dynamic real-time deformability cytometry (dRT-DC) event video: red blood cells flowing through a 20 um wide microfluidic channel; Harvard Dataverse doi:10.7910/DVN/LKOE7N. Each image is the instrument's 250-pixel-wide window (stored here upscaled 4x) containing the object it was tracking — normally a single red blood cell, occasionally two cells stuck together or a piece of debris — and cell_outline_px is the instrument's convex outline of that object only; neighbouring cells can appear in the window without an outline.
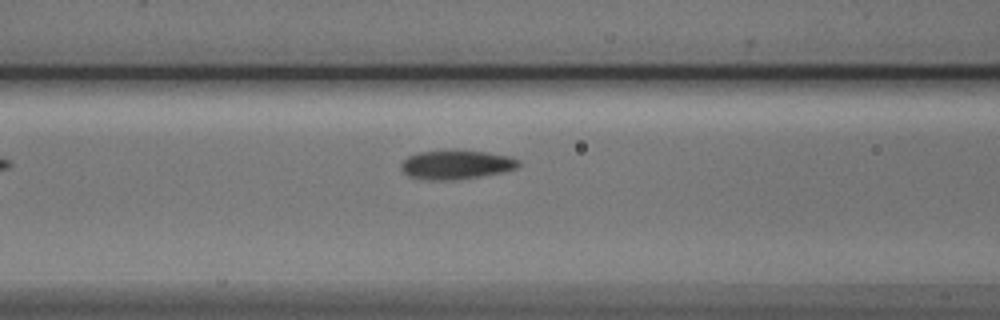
{"species": "Egyptian fruit bat (a non-hibernating species)", "species_latin": "Rousettus aegyptiacus", "temperature_condition": "cold", "stored_images_in_passage": 7, "camera_frame_rate_fps": 3000, "um_per_image_px": 0.085, "animal": {"sex": "male"}, "frame": {"image": 1, "passage_image": 5, "time_ms": 1.333, "image_size_px": [1000, 320], "cell_outline_px": [[520, 164], [516, 168], [500, 172], [480, 176], [452, 180], [428, 180], [408, 176], [400, 168], [400, 164], [408, 156], [416, 152], [452, 148], [488, 152], [508, 156], [520, 160]], "centroid_in_image_um": [38.73, 13.96], "position_along_channel_um": 127.9, "area_um2": 20.35}}